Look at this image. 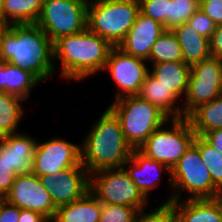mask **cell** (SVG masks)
I'll return each mask as SVG.
<instances>
[{
  "label": "cell",
  "instance_id": "21",
  "mask_svg": "<svg viewBox=\"0 0 222 222\" xmlns=\"http://www.w3.org/2000/svg\"><path fill=\"white\" fill-rule=\"evenodd\" d=\"M181 47L183 62L193 65L211 56L209 39L201 36L187 23L172 29Z\"/></svg>",
  "mask_w": 222,
  "mask_h": 222
},
{
  "label": "cell",
  "instance_id": "17",
  "mask_svg": "<svg viewBox=\"0 0 222 222\" xmlns=\"http://www.w3.org/2000/svg\"><path fill=\"white\" fill-rule=\"evenodd\" d=\"M177 222H222V197L172 201Z\"/></svg>",
  "mask_w": 222,
  "mask_h": 222
},
{
  "label": "cell",
  "instance_id": "5",
  "mask_svg": "<svg viewBox=\"0 0 222 222\" xmlns=\"http://www.w3.org/2000/svg\"><path fill=\"white\" fill-rule=\"evenodd\" d=\"M108 108L118 118L124 138L132 149H139L169 119L156 106L138 95L114 100Z\"/></svg>",
  "mask_w": 222,
  "mask_h": 222
},
{
  "label": "cell",
  "instance_id": "9",
  "mask_svg": "<svg viewBox=\"0 0 222 222\" xmlns=\"http://www.w3.org/2000/svg\"><path fill=\"white\" fill-rule=\"evenodd\" d=\"M102 204L146 209L149 203L123 168L105 169L90 175V190Z\"/></svg>",
  "mask_w": 222,
  "mask_h": 222
},
{
  "label": "cell",
  "instance_id": "19",
  "mask_svg": "<svg viewBox=\"0 0 222 222\" xmlns=\"http://www.w3.org/2000/svg\"><path fill=\"white\" fill-rule=\"evenodd\" d=\"M138 96L152 103L169 119L182 117V105L177 103L179 98L150 72L146 75Z\"/></svg>",
  "mask_w": 222,
  "mask_h": 222
},
{
  "label": "cell",
  "instance_id": "10",
  "mask_svg": "<svg viewBox=\"0 0 222 222\" xmlns=\"http://www.w3.org/2000/svg\"><path fill=\"white\" fill-rule=\"evenodd\" d=\"M222 95L221 58L210 56L190 66V78L182 106V117H188L200 105Z\"/></svg>",
  "mask_w": 222,
  "mask_h": 222
},
{
  "label": "cell",
  "instance_id": "26",
  "mask_svg": "<svg viewBox=\"0 0 222 222\" xmlns=\"http://www.w3.org/2000/svg\"><path fill=\"white\" fill-rule=\"evenodd\" d=\"M22 101L17 95L0 92V136L15 134L24 111Z\"/></svg>",
  "mask_w": 222,
  "mask_h": 222
},
{
  "label": "cell",
  "instance_id": "16",
  "mask_svg": "<svg viewBox=\"0 0 222 222\" xmlns=\"http://www.w3.org/2000/svg\"><path fill=\"white\" fill-rule=\"evenodd\" d=\"M126 166L129 167L126 168ZM122 168L147 199L151 190L155 189L161 181L160 175L163 170L171 175V170L168 167L148 158L139 149L132 150L131 157Z\"/></svg>",
  "mask_w": 222,
  "mask_h": 222
},
{
  "label": "cell",
  "instance_id": "41",
  "mask_svg": "<svg viewBox=\"0 0 222 222\" xmlns=\"http://www.w3.org/2000/svg\"><path fill=\"white\" fill-rule=\"evenodd\" d=\"M0 92H4V62L0 61Z\"/></svg>",
  "mask_w": 222,
  "mask_h": 222
},
{
  "label": "cell",
  "instance_id": "13",
  "mask_svg": "<svg viewBox=\"0 0 222 222\" xmlns=\"http://www.w3.org/2000/svg\"><path fill=\"white\" fill-rule=\"evenodd\" d=\"M4 199L20 209L41 213L50 222L53 220L57 209L39 177L32 172L17 175Z\"/></svg>",
  "mask_w": 222,
  "mask_h": 222
},
{
  "label": "cell",
  "instance_id": "40",
  "mask_svg": "<svg viewBox=\"0 0 222 222\" xmlns=\"http://www.w3.org/2000/svg\"><path fill=\"white\" fill-rule=\"evenodd\" d=\"M3 6H4V0H0V28H6L9 26V24L5 21V18L3 16Z\"/></svg>",
  "mask_w": 222,
  "mask_h": 222
},
{
  "label": "cell",
  "instance_id": "34",
  "mask_svg": "<svg viewBox=\"0 0 222 222\" xmlns=\"http://www.w3.org/2000/svg\"><path fill=\"white\" fill-rule=\"evenodd\" d=\"M199 35L210 40L217 25L200 9H198L187 21Z\"/></svg>",
  "mask_w": 222,
  "mask_h": 222
},
{
  "label": "cell",
  "instance_id": "24",
  "mask_svg": "<svg viewBox=\"0 0 222 222\" xmlns=\"http://www.w3.org/2000/svg\"><path fill=\"white\" fill-rule=\"evenodd\" d=\"M43 0H4L3 16L11 24H36Z\"/></svg>",
  "mask_w": 222,
  "mask_h": 222
},
{
  "label": "cell",
  "instance_id": "3",
  "mask_svg": "<svg viewBox=\"0 0 222 222\" xmlns=\"http://www.w3.org/2000/svg\"><path fill=\"white\" fill-rule=\"evenodd\" d=\"M112 48L107 40L86 28L56 40L53 43L54 60L61 63V77L80 81L104 70Z\"/></svg>",
  "mask_w": 222,
  "mask_h": 222
},
{
  "label": "cell",
  "instance_id": "39",
  "mask_svg": "<svg viewBox=\"0 0 222 222\" xmlns=\"http://www.w3.org/2000/svg\"><path fill=\"white\" fill-rule=\"evenodd\" d=\"M18 222H50V221L41 213L31 210L21 209Z\"/></svg>",
  "mask_w": 222,
  "mask_h": 222
},
{
  "label": "cell",
  "instance_id": "6",
  "mask_svg": "<svg viewBox=\"0 0 222 222\" xmlns=\"http://www.w3.org/2000/svg\"><path fill=\"white\" fill-rule=\"evenodd\" d=\"M169 178L170 187L176 192H173L164 203L182 200L180 197L182 193L179 190L190 194L187 199L217 198L222 195V192L213 184L210 171L194 144L178 160Z\"/></svg>",
  "mask_w": 222,
  "mask_h": 222
},
{
  "label": "cell",
  "instance_id": "36",
  "mask_svg": "<svg viewBox=\"0 0 222 222\" xmlns=\"http://www.w3.org/2000/svg\"><path fill=\"white\" fill-rule=\"evenodd\" d=\"M21 209L6 199L0 201V222H18Z\"/></svg>",
  "mask_w": 222,
  "mask_h": 222
},
{
  "label": "cell",
  "instance_id": "38",
  "mask_svg": "<svg viewBox=\"0 0 222 222\" xmlns=\"http://www.w3.org/2000/svg\"><path fill=\"white\" fill-rule=\"evenodd\" d=\"M214 149L222 154V128L211 130L202 136Z\"/></svg>",
  "mask_w": 222,
  "mask_h": 222
},
{
  "label": "cell",
  "instance_id": "2",
  "mask_svg": "<svg viewBox=\"0 0 222 222\" xmlns=\"http://www.w3.org/2000/svg\"><path fill=\"white\" fill-rule=\"evenodd\" d=\"M81 143V163L89 175L105 169H119L131 157L120 122L107 108Z\"/></svg>",
  "mask_w": 222,
  "mask_h": 222
},
{
  "label": "cell",
  "instance_id": "25",
  "mask_svg": "<svg viewBox=\"0 0 222 222\" xmlns=\"http://www.w3.org/2000/svg\"><path fill=\"white\" fill-rule=\"evenodd\" d=\"M40 81L29 71L4 62V92L26 100Z\"/></svg>",
  "mask_w": 222,
  "mask_h": 222
},
{
  "label": "cell",
  "instance_id": "7",
  "mask_svg": "<svg viewBox=\"0 0 222 222\" xmlns=\"http://www.w3.org/2000/svg\"><path fill=\"white\" fill-rule=\"evenodd\" d=\"M158 127L141 145L139 150L154 161L163 163L170 170L178 160L191 147L196 137L188 118H171V129H166L165 124Z\"/></svg>",
  "mask_w": 222,
  "mask_h": 222
},
{
  "label": "cell",
  "instance_id": "35",
  "mask_svg": "<svg viewBox=\"0 0 222 222\" xmlns=\"http://www.w3.org/2000/svg\"><path fill=\"white\" fill-rule=\"evenodd\" d=\"M199 9L216 25L222 24V0H200Z\"/></svg>",
  "mask_w": 222,
  "mask_h": 222
},
{
  "label": "cell",
  "instance_id": "11",
  "mask_svg": "<svg viewBox=\"0 0 222 222\" xmlns=\"http://www.w3.org/2000/svg\"><path fill=\"white\" fill-rule=\"evenodd\" d=\"M76 165H82L81 145L58 137L42 143L36 142L32 173L38 177L53 175Z\"/></svg>",
  "mask_w": 222,
  "mask_h": 222
},
{
  "label": "cell",
  "instance_id": "15",
  "mask_svg": "<svg viewBox=\"0 0 222 222\" xmlns=\"http://www.w3.org/2000/svg\"><path fill=\"white\" fill-rule=\"evenodd\" d=\"M164 31L163 25L139 12L124 40L117 47L125 54L147 61L153 44Z\"/></svg>",
  "mask_w": 222,
  "mask_h": 222
},
{
  "label": "cell",
  "instance_id": "32",
  "mask_svg": "<svg viewBox=\"0 0 222 222\" xmlns=\"http://www.w3.org/2000/svg\"><path fill=\"white\" fill-rule=\"evenodd\" d=\"M141 209L136 218V222H177L174 205L172 203H163L149 212Z\"/></svg>",
  "mask_w": 222,
  "mask_h": 222
},
{
  "label": "cell",
  "instance_id": "18",
  "mask_svg": "<svg viewBox=\"0 0 222 222\" xmlns=\"http://www.w3.org/2000/svg\"><path fill=\"white\" fill-rule=\"evenodd\" d=\"M5 144V160L19 174L31 173L37 140L29 134L15 133L0 136Z\"/></svg>",
  "mask_w": 222,
  "mask_h": 222
},
{
  "label": "cell",
  "instance_id": "30",
  "mask_svg": "<svg viewBox=\"0 0 222 222\" xmlns=\"http://www.w3.org/2000/svg\"><path fill=\"white\" fill-rule=\"evenodd\" d=\"M139 211L130 206L102 204L99 222H136Z\"/></svg>",
  "mask_w": 222,
  "mask_h": 222
},
{
  "label": "cell",
  "instance_id": "20",
  "mask_svg": "<svg viewBox=\"0 0 222 222\" xmlns=\"http://www.w3.org/2000/svg\"><path fill=\"white\" fill-rule=\"evenodd\" d=\"M102 203L88 191L82 198L58 207L51 222H99Z\"/></svg>",
  "mask_w": 222,
  "mask_h": 222
},
{
  "label": "cell",
  "instance_id": "23",
  "mask_svg": "<svg viewBox=\"0 0 222 222\" xmlns=\"http://www.w3.org/2000/svg\"><path fill=\"white\" fill-rule=\"evenodd\" d=\"M193 131L198 136L222 128V95L200 105L188 117Z\"/></svg>",
  "mask_w": 222,
  "mask_h": 222
},
{
  "label": "cell",
  "instance_id": "31",
  "mask_svg": "<svg viewBox=\"0 0 222 222\" xmlns=\"http://www.w3.org/2000/svg\"><path fill=\"white\" fill-rule=\"evenodd\" d=\"M169 2L171 0H139L140 12L159 22L166 30V20L169 18Z\"/></svg>",
  "mask_w": 222,
  "mask_h": 222
},
{
  "label": "cell",
  "instance_id": "22",
  "mask_svg": "<svg viewBox=\"0 0 222 222\" xmlns=\"http://www.w3.org/2000/svg\"><path fill=\"white\" fill-rule=\"evenodd\" d=\"M149 71L178 98L185 96L190 78V65L185 62H163L152 64Z\"/></svg>",
  "mask_w": 222,
  "mask_h": 222
},
{
  "label": "cell",
  "instance_id": "37",
  "mask_svg": "<svg viewBox=\"0 0 222 222\" xmlns=\"http://www.w3.org/2000/svg\"><path fill=\"white\" fill-rule=\"evenodd\" d=\"M209 45L211 56L222 58V24L217 25L209 40Z\"/></svg>",
  "mask_w": 222,
  "mask_h": 222
},
{
  "label": "cell",
  "instance_id": "29",
  "mask_svg": "<svg viewBox=\"0 0 222 222\" xmlns=\"http://www.w3.org/2000/svg\"><path fill=\"white\" fill-rule=\"evenodd\" d=\"M199 7L200 0H171L169 2V18L166 20V30H172L180 24L187 23Z\"/></svg>",
  "mask_w": 222,
  "mask_h": 222
},
{
  "label": "cell",
  "instance_id": "33",
  "mask_svg": "<svg viewBox=\"0 0 222 222\" xmlns=\"http://www.w3.org/2000/svg\"><path fill=\"white\" fill-rule=\"evenodd\" d=\"M17 175L5 160V144L0 140V196L2 198L9 193Z\"/></svg>",
  "mask_w": 222,
  "mask_h": 222
},
{
  "label": "cell",
  "instance_id": "12",
  "mask_svg": "<svg viewBox=\"0 0 222 222\" xmlns=\"http://www.w3.org/2000/svg\"><path fill=\"white\" fill-rule=\"evenodd\" d=\"M146 60L125 54L118 47L110 50L103 71H109L118 86L115 99L138 95L146 75L150 71Z\"/></svg>",
  "mask_w": 222,
  "mask_h": 222
},
{
  "label": "cell",
  "instance_id": "28",
  "mask_svg": "<svg viewBox=\"0 0 222 222\" xmlns=\"http://www.w3.org/2000/svg\"><path fill=\"white\" fill-rule=\"evenodd\" d=\"M193 144L199 149L201 159L210 171L213 184L222 192V154L202 136L196 135Z\"/></svg>",
  "mask_w": 222,
  "mask_h": 222
},
{
  "label": "cell",
  "instance_id": "8",
  "mask_svg": "<svg viewBox=\"0 0 222 222\" xmlns=\"http://www.w3.org/2000/svg\"><path fill=\"white\" fill-rule=\"evenodd\" d=\"M89 0H43L36 24L54 43L61 37L74 35L87 28Z\"/></svg>",
  "mask_w": 222,
  "mask_h": 222
},
{
  "label": "cell",
  "instance_id": "4",
  "mask_svg": "<svg viewBox=\"0 0 222 222\" xmlns=\"http://www.w3.org/2000/svg\"><path fill=\"white\" fill-rule=\"evenodd\" d=\"M139 12V0H89L87 28L117 47Z\"/></svg>",
  "mask_w": 222,
  "mask_h": 222
},
{
  "label": "cell",
  "instance_id": "27",
  "mask_svg": "<svg viewBox=\"0 0 222 222\" xmlns=\"http://www.w3.org/2000/svg\"><path fill=\"white\" fill-rule=\"evenodd\" d=\"M148 62L152 64L163 62H183L179 42L172 30H165L155 41Z\"/></svg>",
  "mask_w": 222,
  "mask_h": 222
},
{
  "label": "cell",
  "instance_id": "14",
  "mask_svg": "<svg viewBox=\"0 0 222 222\" xmlns=\"http://www.w3.org/2000/svg\"><path fill=\"white\" fill-rule=\"evenodd\" d=\"M39 179L57 208L82 198L90 190V175L83 165L43 175Z\"/></svg>",
  "mask_w": 222,
  "mask_h": 222
},
{
  "label": "cell",
  "instance_id": "1",
  "mask_svg": "<svg viewBox=\"0 0 222 222\" xmlns=\"http://www.w3.org/2000/svg\"><path fill=\"white\" fill-rule=\"evenodd\" d=\"M0 61L45 81L55 72L53 42L37 24H11L0 34Z\"/></svg>",
  "mask_w": 222,
  "mask_h": 222
}]
</instances>
